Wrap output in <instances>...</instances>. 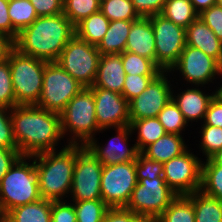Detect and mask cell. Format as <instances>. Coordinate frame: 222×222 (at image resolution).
I'll use <instances>...</instances> for the list:
<instances>
[{
  "label": "cell",
  "mask_w": 222,
  "mask_h": 222,
  "mask_svg": "<svg viewBox=\"0 0 222 222\" xmlns=\"http://www.w3.org/2000/svg\"><path fill=\"white\" fill-rule=\"evenodd\" d=\"M14 138L21 156H34L55 151L63 138L61 116L36 105H17L11 108Z\"/></svg>",
  "instance_id": "cell-1"
},
{
  "label": "cell",
  "mask_w": 222,
  "mask_h": 222,
  "mask_svg": "<svg viewBox=\"0 0 222 222\" xmlns=\"http://www.w3.org/2000/svg\"><path fill=\"white\" fill-rule=\"evenodd\" d=\"M74 35L75 26L63 13L43 16L18 34L14 47L24 55L55 62Z\"/></svg>",
  "instance_id": "cell-2"
},
{
  "label": "cell",
  "mask_w": 222,
  "mask_h": 222,
  "mask_svg": "<svg viewBox=\"0 0 222 222\" xmlns=\"http://www.w3.org/2000/svg\"><path fill=\"white\" fill-rule=\"evenodd\" d=\"M56 152L50 151L30 156L35 160L40 195L42 199L51 201L63 200L62 197L71 192L76 145H65L58 153Z\"/></svg>",
  "instance_id": "cell-3"
},
{
  "label": "cell",
  "mask_w": 222,
  "mask_h": 222,
  "mask_svg": "<svg viewBox=\"0 0 222 222\" xmlns=\"http://www.w3.org/2000/svg\"><path fill=\"white\" fill-rule=\"evenodd\" d=\"M20 156L0 182V216H5L15 207L42 199L38 185L35 160Z\"/></svg>",
  "instance_id": "cell-4"
},
{
  "label": "cell",
  "mask_w": 222,
  "mask_h": 222,
  "mask_svg": "<svg viewBox=\"0 0 222 222\" xmlns=\"http://www.w3.org/2000/svg\"><path fill=\"white\" fill-rule=\"evenodd\" d=\"M60 116L63 137L68 131L73 134L68 144L77 145L80 142L85 146L94 138L96 131H101L97 125L95 100L90 87H83L67 103Z\"/></svg>",
  "instance_id": "cell-5"
},
{
  "label": "cell",
  "mask_w": 222,
  "mask_h": 222,
  "mask_svg": "<svg viewBox=\"0 0 222 222\" xmlns=\"http://www.w3.org/2000/svg\"><path fill=\"white\" fill-rule=\"evenodd\" d=\"M13 92L17 105H36L43 88L45 60L24 55L13 49L8 56Z\"/></svg>",
  "instance_id": "cell-6"
},
{
  "label": "cell",
  "mask_w": 222,
  "mask_h": 222,
  "mask_svg": "<svg viewBox=\"0 0 222 222\" xmlns=\"http://www.w3.org/2000/svg\"><path fill=\"white\" fill-rule=\"evenodd\" d=\"M99 59L100 52L97 46L74 35L55 62L83 87H92Z\"/></svg>",
  "instance_id": "cell-7"
},
{
  "label": "cell",
  "mask_w": 222,
  "mask_h": 222,
  "mask_svg": "<svg viewBox=\"0 0 222 222\" xmlns=\"http://www.w3.org/2000/svg\"><path fill=\"white\" fill-rule=\"evenodd\" d=\"M83 86L56 62L45 65L43 88L36 106L61 113Z\"/></svg>",
  "instance_id": "cell-8"
},
{
  "label": "cell",
  "mask_w": 222,
  "mask_h": 222,
  "mask_svg": "<svg viewBox=\"0 0 222 222\" xmlns=\"http://www.w3.org/2000/svg\"><path fill=\"white\" fill-rule=\"evenodd\" d=\"M102 169V162L86 146L76 145V162L70 192L73 202L102 199Z\"/></svg>",
  "instance_id": "cell-9"
},
{
  "label": "cell",
  "mask_w": 222,
  "mask_h": 222,
  "mask_svg": "<svg viewBox=\"0 0 222 222\" xmlns=\"http://www.w3.org/2000/svg\"><path fill=\"white\" fill-rule=\"evenodd\" d=\"M137 183L135 161L103 165L102 200L109 207H126Z\"/></svg>",
  "instance_id": "cell-10"
},
{
  "label": "cell",
  "mask_w": 222,
  "mask_h": 222,
  "mask_svg": "<svg viewBox=\"0 0 222 222\" xmlns=\"http://www.w3.org/2000/svg\"><path fill=\"white\" fill-rule=\"evenodd\" d=\"M154 31L156 65L168 73L186 45V29L160 14L148 17Z\"/></svg>",
  "instance_id": "cell-11"
},
{
  "label": "cell",
  "mask_w": 222,
  "mask_h": 222,
  "mask_svg": "<svg viewBox=\"0 0 222 222\" xmlns=\"http://www.w3.org/2000/svg\"><path fill=\"white\" fill-rule=\"evenodd\" d=\"M177 196L164 181L163 176L145 178L133 189L126 208L137 215L159 217Z\"/></svg>",
  "instance_id": "cell-12"
},
{
  "label": "cell",
  "mask_w": 222,
  "mask_h": 222,
  "mask_svg": "<svg viewBox=\"0 0 222 222\" xmlns=\"http://www.w3.org/2000/svg\"><path fill=\"white\" fill-rule=\"evenodd\" d=\"M202 162L187 149L163 163V178L177 195H189L201 188Z\"/></svg>",
  "instance_id": "cell-13"
},
{
  "label": "cell",
  "mask_w": 222,
  "mask_h": 222,
  "mask_svg": "<svg viewBox=\"0 0 222 222\" xmlns=\"http://www.w3.org/2000/svg\"><path fill=\"white\" fill-rule=\"evenodd\" d=\"M174 69L179 70L189 83L198 86L212 82L216 74L222 75V65L216 59L188 45H185L179 59L168 72Z\"/></svg>",
  "instance_id": "cell-14"
},
{
  "label": "cell",
  "mask_w": 222,
  "mask_h": 222,
  "mask_svg": "<svg viewBox=\"0 0 222 222\" xmlns=\"http://www.w3.org/2000/svg\"><path fill=\"white\" fill-rule=\"evenodd\" d=\"M165 71L159 73L137 97L129 102L130 121L155 118L172 99L170 81Z\"/></svg>",
  "instance_id": "cell-15"
},
{
  "label": "cell",
  "mask_w": 222,
  "mask_h": 222,
  "mask_svg": "<svg viewBox=\"0 0 222 222\" xmlns=\"http://www.w3.org/2000/svg\"><path fill=\"white\" fill-rule=\"evenodd\" d=\"M95 100L97 125L101 131L130 125L129 102L122 94L103 88H91Z\"/></svg>",
  "instance_id": "cell-16"
},
{
  "label": "cell",
  "mask_w": 222,
  "mask_h": 222,
  "mask_svg": "<svg viewBox=\"0 0 222 222\" xmlns=\"http://www.w3.org/2000/svg\"><path fill=\"white\" fill-rule=\"evenodd\" d=\"M116 129L118 135L112 137L105 147L99 146L96 143L97 141L95 138L91 139L85 145L91 151V153L102 162L103 165L135 161L137 159V155L140 153L135 144L131 148H128L129 146H127L128 137L132 133L130 125L118 127ZM115 141L120 142L117 144Z\"/></svg>",
  "instance_id": "cell-17"
},
{
  "label": "cell",
  "mask_w": 222,
  "mask_h": 222,
  "mask_svg": "<svg viewBox=\"0 0 222 222\" xmlns=\"http://www.w3.org/2000/svg\"><path fill=\"white\" fill-rule=\"evenodd\" d=\"M125 76L121 54L100 55L97 75L90 88H103L122 94Z\"/></svg>",
  "instance_id": "cell-18"
},
{
  "label": "cell",
  "mask_w": 222,
  "mask_h": 222,
  "mask_svg": "<svg viewBox=\"0 0 222 222\" xmlns=\"http://www.w3.org/2000/svg\"><path fill=\"white\" fill-rule=\"evenodd\" d=\"M125 51L151 59L156 64L154 31L149 18L141 17L132 23Z\"/></svg>",
  "instance_id": "cell-19"
},
{
  "label": "cell",
  "mask_w": 222,
  "mask_h": 222,
  "mask_svg": "<svg viewBox=\"0 0 222 222\" xmlns=\"http://www.w3.org/2000/svg\"><path fill=\"white\" fill-rule=\"evenodd\" d=\"M186 45L202 50L222 65V41L201 18L198 17L186 28Z\"/></svg>",
  "instance_id": "cell-20"
},
{
  "label": "cell",
  "mask_w": 222,
  "mask_h": 222,
  "mask_svg": "<svg viewBox=\"0 0 222 222\" xmlns=\"http://www.w3.org/2000/svg\"><path fill=\"white\" fill-rule=\"evenodd\" d=\"M216 93L217 91L214 94L206 95L200 89L192 88L181 92L177 96H174L172 92V100L188 123L192 120L204 119L208 105Z\"/></svg>",
  "instance_id": "cell-21"
},
{
  "label": "cell",
  "mask_w": 222,
  "mask_h": 222,
  "mask_svg": "<svg viewBox=\"0 0 222 222\" xmlns=\"http://www.w3.org/2000/svg\"><path fill=\"white\" fill-rule=\"evenodd\" d=\"M187 148L181 135L166 133L157 141L146 146L140 153L150 160L164 163L179 156Z\"/></svg>",
  "instance_id": "cell-22"
},
{
  "label": "cell",
  "mask_w": 222,
  "mask_h": 222,
  "mask_svg": "<svg viewBox=\"0 0 222 222\" xmlns=\"http://www.w3.org/2000/svg\"><path fill=\"white\" fill-rule=\"evenodd\" d=\"M134 21L136 20L110 21L106 34L97 45L100 55L123 53Z\"/></svg>",
  "instance_id": "cell-23"
},
{
  "label": "cell",
  "mask_w": 222,
  "mask_h": 222,
  "mask_svg": "<svg viewBox=\"0 0 222 222\" xmlns=\"http://www.w3.org/2000/svg\"><path fill=\"white\" fill-rule=\"evenodd\" d=\"M5 217L10 222H51V200L40 199L15 207Z\"/></svg>",
  "instance_id": "cell-24"
},
{
  "label": "cell",
  "mask_w": 222,
  "mask_h": 222,
  "mask_svg": "<svg viewBox=\"0 0 222 222\" xmlns=\"http://www.w3.org/2000/svg\"><path fill=\"white\" fill-rule=\"evenodd\" d=\"M110 20L101 12L91 14L75 26V35L97 46L108 30Z\"/></svg>",
  "instance_id": "cell-25"
},
{
  "label": "cell",
  "mask_w": 222,
  "mask_h": 222,
  "mask_svg": "<svg viewBox=\"0 0 222 222\" xmlns=\"http://www.w3.org/2000/svg\"><path fill=\"white\" fill-rule=\"evenodd\" d=\"M195 212V222H222V201L197 190L188 195Z\"/></svg>",
  "instance_id": "cell-26"
},
{
  "label": "cell",
  "mask_w": 222,
  "mask_h": 222,
  "mask_svg": "<svg viewBox=\"0 0 222 222\" xmlns=\"http://www.w3.org/2000/svg\"><path fill=\"white\" fill-rule=\"evenodd\" d=\"M8 13L12 23V40H16L18 34L31 25L38 15L29 0H9Z\"/></svg>",
  "instance_id": "cell-27"
},
{
  "label": "cell",
  "mask_w": 222,
  "mask_h": 222,
  "mask_svg": "<svg viewBox=\"0 0 222 222\" xmlns=\"http://www.w3.org/2000/svg\"><path fill=\"white\" fill-rule=\"evenodd\" d=\"M160 15L185 29L199 17L190 0H167Z\"/></svg>",
  "instance_id": "cell-28"
},
{
  "label": "cell",
  "mask_w": 222,
  "mask_h": 222,
  "mask_svg": "<svg viewBox=\"0 0 222 222\" xmlns=\"http://www.w3.org/2000/svg\"><path fill=\"white\" fill-rule=\"evenodd\" d=\"M130 128L132 132L138 130V141L135 145L139 152L166 134L163 125L156 117L130 121Z\"/></svg>",
  "instance_id": "cell-29"
},
{
  "label": "cell",
  "mask_w": 222,
  "mask_h": 222,
  "mask_svg": "<svg viewBox=\"0 0 222 222\" xmlns=\"http://www.w3.org/2000/svg\"><path fill=\"white\" fill-rule=\"evenodd\" d=\"M158 218L160 222H195L192 199L178 195Z\"/></svg>",
  "instance_id": "cell-30"
},
{
  "label": "cell",
  "mask_w": 222,
  "mask_h": 222,
  "mask_svg": "<svg viewBox=\"0 0 222 222\" xmlns=\"http://www.w3.org/2000/svg\"><path fill=\"white\" fill-rule=\"evenodd\" d=\"M204 163L200 190L222 201V165L215 164L210 158Z\"/></svg>",
  "instance_id": "cell-31"
},
{
  "label": "cell",
  "mask_w": 222,
  "mask_h": 222,
  "mask_svg": "<svg viewBox=\"0 0 222 222\" xmlns=\"http://www.w3.org/2000/svg\"><path fill=\"white\" fill-rule=\"evenodd\" d=\"M101 0H64L63 14L76 26L83 19L100 11Z\"/></svg>",
  "instance_id": "cell-32"
},
{
  "label": "cell",
  "mask_w": 222,
  "mask_h": 222,
  "mask_svg": "<svg viewBox=\"0 0 222 222\" xmlns=\"http://www.w3.org/2000/svg\"><path fill=\"white\" fill-rule=\"evenodd\" d=\"M100 11L110 20H138L132 0H101Z\"/></svg>",
  "instance_id": "cell-33"
},
{
  "label": "cell",
  "mask_w": 222,
  "mask_h": 222,
  "mask_svg": "<svg viewBox=\"0 0 222 222\" xmlns=\"http://www.w3.org/2000/svg\"><path fill=\"white\" fill-rule=\"evenodd\" d=\"M121 59L125 73L129 75H158L162 72L151 59L129 51L121 53Z\"/></svg>",
  "instance_id": "cell-34"
},
{
  "label": "cell",
  "mask_w": 222,
  "mask_h": 222,
  "mask_svg": "<svg viewBox=\"0 0 222 222\" xmlns=\"http://www.w3.org/2000/svg\"><path fill=\"white\" fill-rule=\"evenodd\" d=\"M108 208L102 199L74 202L77 222H103Z\"/></svg>",
  "instance_id": "cell-35"
},
{
  "label": "cell",
  "mask_w": 222,
  "mask_h": 222,
  "mask_svg": "<svg viewBox=\"0 0 222 222\" xmlns=\"http://www.w3.org/2000/svg\"><path fill=\"white\" fill-rule=\"evenodd\" d=\"M156 118L163 125L165 132L170 134L180 135L182 129L188 124L182 112L172 99L169 100Z\"/></svg>",
  "instance_id": "cell-36"
},
{
  "label": "cell",
  "mask_w": 222,
  "mask_h": 222,
  "mask_svg": "<svg viewBox=\"0 0 222 222\" xmlns=\"http://www.w3.org/2000/svg\"><path fill=\"white\" fill-rule=\"evenodd\" d=\"M0 106L9 109L16 106L9 60L0 63Z\"/></svg>",
  "instance_id": "cell-37"
},
{
  "label": "cell",
  "mask_w": 222,
  "mask_h": 222,
  "mask_svg": "<svg viewBox=\"0 0 222 222\" xmlns=\"http://www.w3.org/2000/svg\"><path fill=\"white\" fill-rule=\"evenodd\" d=\"M201 150L206 158H210L218 150L222 149V128L202 125Z\"/></svg>",
  "instance_id": "cell-38"
},
{
  "label": "cell",
  "mask_w": 222,
  "mask_h": 222,
  "mask_svg": "<svg viewBox=\"0 0 222 222\" xmlns=\"http://www.w3.org/2000/svg\"><path fill=\"white\" fill-rule=\"evenodd\" d=\"M157 75H129L126 74L122 96L130 102L139 96Z\"/></svg>",
  "instance_id": "cell-39"
},
{
  "label": "cell",
  "mask_w": 222,
  "mask_h": 222,
  "mask_svg": "<svg viewBox=\"0 0 222 222\" xmlns=\"http://www.w3.org/2000/svg\"><path fill=\"white\" fill-rule=\"evenodd\" d=\"M137 181L141 179H154L163 176V163L153 161L139 153L135 160Z\"/></svg>",
  "instance_id": "cell-40"
},
{
  "label": "cell",
  "mask_w": 222,
  "mask_h": 222,
  "mask_svg": "<svg viewBox=\"0 0 222 222\" xmlns=\"http://www.w3.org/2000/svg\"><path fill=\"white\" fill-rule=\"evenodd\" d=\"M0 148H17L11 120V109L3 106H0Z\"/></svg>",
  "instance_id": "cell-41"
},
{
  "label": "cell",
  "mask_w": 222,
  "mask_h": 222,
  "mask_svg": "<svg viewBox=\"0 0 222 222\" xmlns=\"http://www.w3.org/2000/svg\"><path fill=\"white\" fill-rule=\"evenodd\" d=\"M199 18L214 32L217 38L222 41V7L213 5L203 10Z\"/></svg>",
  "instance_id": "cell-42"
},
{
  "label": "cell",
  "mask_w": 222,
  "mask_h": 222,
  "mask_svg": "<svg viewBox=\"0 0 222 222\" xmlns=\"http://www.w3.org/2000/svg\"><path fill=\"white\" fill-rule=\"evenodd\" d=\"M51 222H77L74 204L51 201Z\"/></svg>",
  "instance_id": "cell-43"
},
{
  "label": "cell",
  "mask_w": 222,
  "mask_h": 222,
  "mask_svg": "<svg viewBox=\"0 0 222 222\" xmlns=\"http://www.w3.org/2000/svg\"><path fill=\"white\" fill-rule=\"evenodd\" d=\"M222 128V96L218 93L211 99L205 117L204 124Z\"/></svg>",
  "instance_id": "cell-44"
},
{
  "label": "cell",
  "mask_w": 222,
  "mask_h": 222,
  "mask_svg": "<svg viewBox=\"0 0 222 222\" xmlns=\"http://www.w3.org/2000/svg\"><path fill=\"white\" fill-rule=\"evenodd\" d=\"M167 0H132L138 15L148 18L160 14Z\"/></svg>",
  "instance_id": "cell-45"
},
{
  "label": "cell",
  "mask_w": 222,
  "mask_h": 222,
  "mask_svg": "<svg viewBox=\"0 0 222 222\" xmlns=\"http://www.w3.org/2000/svg\"><path fill=\"white\" fill-rule=\"evenodd\" d=\"M38 17L51 16L63 13L64 0H29Z\"/></svg>",
  "instance_id": "cell-46"
},
{
  "label": "cell",
  "mask_w": 222,
  "mask_h": 222,
  "mask_svg": "<svg viewBox=\"0 0 222 222\" xmlns=\"http://www.w3.org/2000/svg\"><path fill=\"white\" fill-rule=\"evenodd\" d=\"M20 156L18 148H0V182Z\"/></svg>",
  "instance_id": "cell-47"
},
{
  "label": "cell",
  "mask_w": 222,
  "mask_h": 222,
  "mask_svg": "<svg viewBox=\"0 0 222 222\" xmlns=\"http://www.w3.org/2000/svg\"><path fill=\"white\" fill-rule=\"evenodd\" d=\"M136 215L126 207H109L103 222H132Z\"/></svg>",
  "instance_id": "cell-48"
},
{
  "label": "cell",
  "mask_w": 222,
  "mask_h": 222,
  "mask_svg": "<svg viewBox=\"0 0 222 222\" xmlns=\"http://www.w3.org/2000/svg\"><path fill=\"white\" fill-rule=\"evenodd\" d=\"M9 0H0V34L12 39V23L8 13Z\"/></svg>",
  "instance_id": "cell-49"
},
{
  "label": "cell",
  "mask_w": 222,
  "mask_h": 222,
  "mask_svg": "<svg viewBox=\"0 0 222 222\" xmlns=\"http://www.w3.org/2000/svg\"><path fill=\"white\" fill-rule=\"evenodd\" d=\"M14 48V40L0 34V63L8 60V56Z\"/></svg>",
  "instance_id": "cell-50"
},
{
  "label": "cell",
  "mask_w": 222,
  "mask_h": 222,
  "mask_svg": "<svg viewBox=\"0 0 222 222\" xmlns=\"http://www.w3.org/2000/svg\"><path fill=\"white\" fill-rule=\"evenodd\" d=\"M194 9L200 14L203 10L216 5L217 0H190Z\"/></svg>",
  "instance_id": "cell-51"
},
{
  "label": "cell",
  "mask_w": 222,
  "mask_h": 222,
  "mask_svg": "<svg viewBox=\"0 0 222 222\" xmlns=\"http://www.w3.org/2000/svg\"><path fill=\"white\" fill-rule=\"evenodd\" d=\"M132 222H160L159 218L151 215H136Z\"/></svg>",
  "instance_id": "cell-52"
},
{
  "label": "cell",
  "mask_w": 222,
  "mask_h": 222,
  "mask_svg": "<svg viewBox=\"0 0 222 222\" xmlns=\"http://www.w3.org/2000/svg\"><path fill=\"white\" fill-rule=\"evenodd\" d=\"M210 159L218 165H222V149L213 154Z\"/></svg>",
  "instance_id": "cell-53"
},
{
  "label": "cell",
  "mask_w": 222,
  "mask_h": 222,
  "mask_svg": "<svg viewBox=\"0 0 222 222\" xmlns=\"http://www.w3.org/2000/svg\"><path fill=\"white\" fill-rule=\"evenodd\" d=\"M0 222H10L5 216H0Z\"/></svg>",
  "instance_id": "cell-54"
},
{
  "label": "cell",
  "mask_w": 222,
  "mask_h": 222,
  "mask_svg": "<svg viewBox=\"0 0 222 222\" xmlns=\"http://www.w3.org/2000/svg\"><path fill=\"white\" fill-rule=\"evenodd\" d=\"M217 93L222 96V85L217 89Z\"/></svg>",
  "instance_id": "cell-55"
},
{
  "label": "cell",
  "mask_w": 222,
  "mask_h": 222,
  "mask_svg": "<svg viewBox=\"0 0 222 222\" xmlns=\"http://www.w3.org/2000/svg\"><path fill=\"white\" fill-rule=\"evenodd\" d=\"M216 4L222 7V0H217Z\"/></svg>",
  "instance_id": "cell-56"
}]
</instances>
